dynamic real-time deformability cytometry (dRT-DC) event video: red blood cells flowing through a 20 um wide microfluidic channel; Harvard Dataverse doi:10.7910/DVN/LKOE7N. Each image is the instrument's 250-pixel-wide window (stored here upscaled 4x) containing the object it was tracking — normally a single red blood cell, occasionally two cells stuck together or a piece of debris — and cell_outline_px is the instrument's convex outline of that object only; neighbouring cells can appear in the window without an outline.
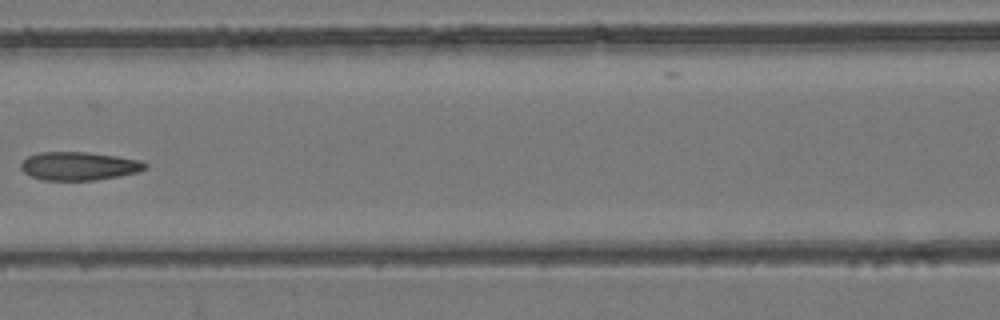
{"species": "common noctule bat (a hibernating species)", "species_latin": "Nyctalus noctula", "temperature_condition": "room temperature", "stored_images_in_passage": 8, "camera_frame_rate_fps": 3000, "um_per_image_px": 0.085, "animal": {"sex": "female", "body_mass_g": 24.6, "forearm_length_mm": 56.2}, "frame": {"image": 1, "passage_image": 6, "time_ms": 7.0, "image_size_px": [1000, 320], "cell_outline_px": [[148, 168], [140, 172], [120, 176], [96, 180], [44, 180], [32, 176], [24, 172], [20, 168], [20, 164], [28, 156], [40, 152], [84, 152], [116, 156], [140, 160], [148, 164]], "centroid_in_image_um": [6.75, 14.12], "position_along_channel_um": 159.8, "area_um2": 20.58}}
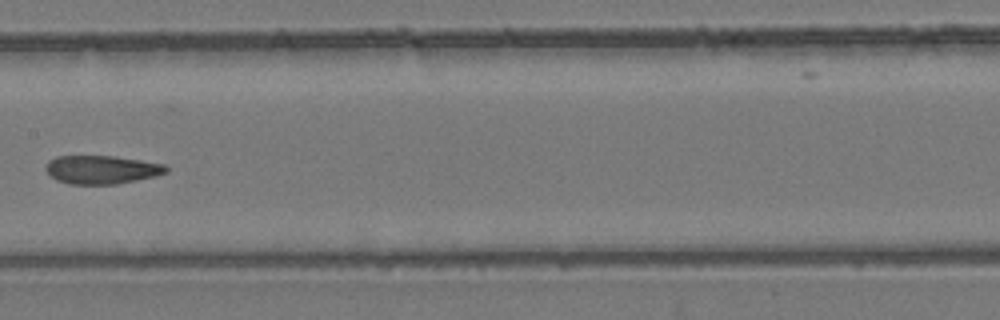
{"frame": {"image": 2, "passage_image": 7, "time_ms": 8.0, "image_size_px": [1000, 320], "cell_outline_px": [[168, 172], [156, 176], [116, 184], [68, 184], [56, 180], [48, 176], [44, 168], [48, 160], [56, 156], [112, 156], [140, 160], [164, 164], [168, 168]], "centroid_in_image_um": [8.59, 14.42], "position_along_channel_um": 198.8, "area_um2": 20.11}}